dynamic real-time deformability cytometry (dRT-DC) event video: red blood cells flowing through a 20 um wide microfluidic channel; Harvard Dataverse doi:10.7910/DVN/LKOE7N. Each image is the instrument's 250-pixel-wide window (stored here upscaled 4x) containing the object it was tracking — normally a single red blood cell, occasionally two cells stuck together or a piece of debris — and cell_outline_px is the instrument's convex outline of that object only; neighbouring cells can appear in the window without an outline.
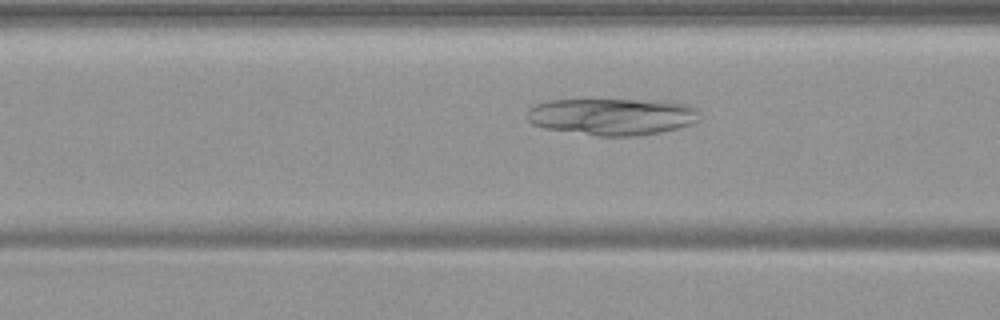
{"species": "common noctule bat (a hibernating species)", "species_latin": "Nyctalus noctula", "temperature_condition": "warm", "stored_images_in_passage": 20, "camera_frame_rate_fps": 3000, "um_per_image_px": 0.085, "animal": {"sex": "female", "body_mass_g": 19.9}, "frame": {"image": 1, "passage_image": 17, "time_ms": 5.333, "image_size_px": [1000, 320], "cell_outline_px": [[700, 120], [692, 124], [680, 128], [640, 136], [600, 136], [544, 128], [532, 124], [528, 120], [528, 108], [536, 104], [548, 100], [652, 100], [688, 104], [696, 108], [700, 112]], "centroid_in_image_um": [52.08, 9.91], "position_along_channel_um": 114.5, "area_um2": 37.34}}